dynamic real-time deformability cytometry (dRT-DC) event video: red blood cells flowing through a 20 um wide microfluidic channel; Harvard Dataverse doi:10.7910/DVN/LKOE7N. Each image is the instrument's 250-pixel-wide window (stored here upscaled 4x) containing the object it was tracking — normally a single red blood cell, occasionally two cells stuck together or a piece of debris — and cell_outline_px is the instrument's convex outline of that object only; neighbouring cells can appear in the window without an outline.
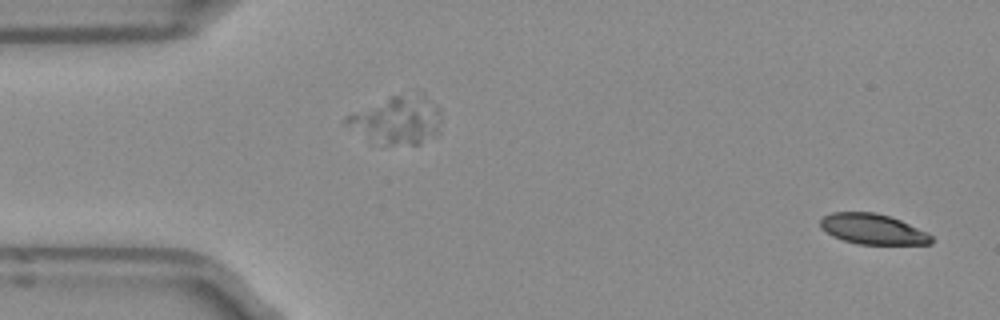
{"species": "Egyptian fruit bat (a non-hibernating species)", "species_latin": "Rousettus aegyptiacus", "temperature_condition": "room temperature", "stored_images_in_passage": 6, "camera_frame_rate_fps": 3000, "um_per_image_px": 0.085, "frame": {"image": 1, "passage_image": 1, "time_ms": 0.0, "image_size_px": [1000, 320], "cell_outline_px": [[932, 244], [856, 244], [832, 236], [820, 228], [820, 220], [824, 216], [832, 212], [876, 212], [900, 220], [928, 232], [932, 236]], "centroid_in_image_um": [74.18, 19.47], "position_along_channel_um": 10.8, "area_um2": 19.71}}
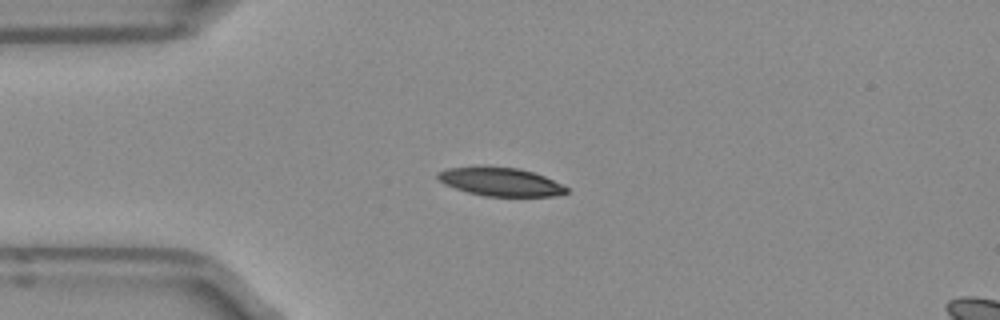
{"frame": {"image": 2, "passage_image": 3, "time_ms": 0.667, "image_size_px": [1000, 320], "cell_outline_px": [[568, 192], [556, 196], [484, 196], [468, 192], [444, 184], [436, 176], [436, 172], [448, 168], [476, 164], [484, 164], [520, 168], [544, 176], [568, 188]], "centroid_in_image_um": [42.47, 15.41], "position_along_channel_um": 42.5, "area_um2": 21.85}}
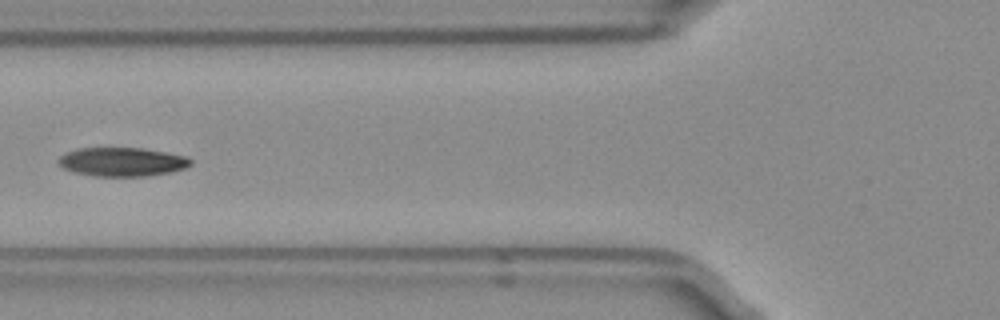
{"frame": {"image": 3, "passage_image": 5, "time_ms": 1.333, "image_size_px": [1000, 320], "cell_outline_px": [[192, 164], [184, 168], [168, 172], [144, 176], [96, 176], [76, 172], [64, 168], [60, 164], [60, 156], [76, 148], [144, 148], [184, 156], [192, 160]], "centroid_in_image_um": [10.39, 13.75], "position_along_channel_um": 115.4, "area_um2": 21.79}}